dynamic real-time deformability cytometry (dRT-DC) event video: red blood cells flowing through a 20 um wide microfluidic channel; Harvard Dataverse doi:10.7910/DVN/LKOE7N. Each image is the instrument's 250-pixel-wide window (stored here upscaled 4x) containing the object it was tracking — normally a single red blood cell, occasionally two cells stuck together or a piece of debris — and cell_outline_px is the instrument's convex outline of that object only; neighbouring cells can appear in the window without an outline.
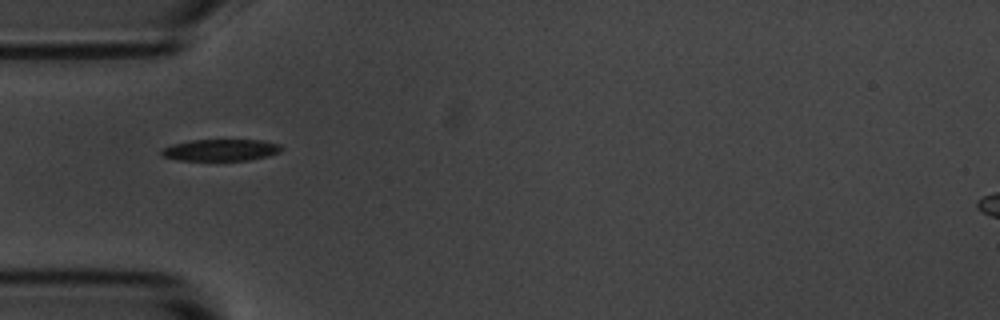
{"species": "common noctule bat (a hibernating species)", "species_latin": "Nyctalus noctula", "temperature_condition": "room temperature", "stored_images_in_passage": 4, "camera_frame_rate_fps": 3000, "um_per_image_px": 0.085, "animal": {"sex": "male", "body_mass_g": 20.1, "forearm_length_mm": 53.5}, "frame": {"image": 1, "passage_image": 2, "time_ms": 1.333, "image_size_px": [1000, 320], "cell_outline_px": [[284, 148], [280, 152], [268, 156], [248, 160], [176, 160], [164, 156], [160, 152], [164, 148], [172, 144], [192, 140], [264, 140], [280, 144]], "centroid_in_image_um": [18.81, 12.75], "position_along_channel_um": 66.2, "area_um2": 15.14}}
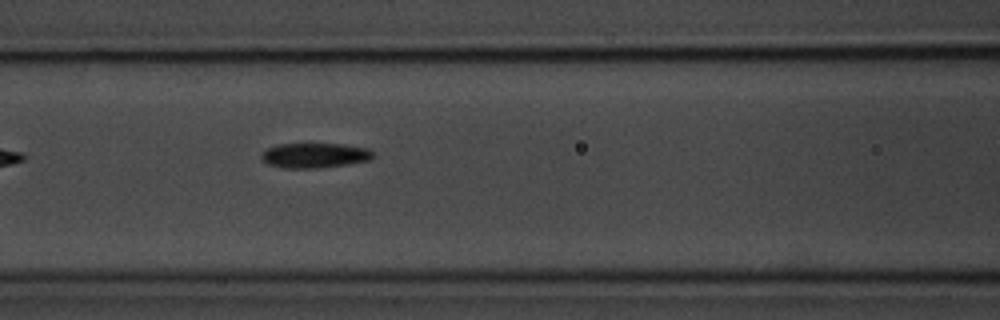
{"frame": {"image": 2, "passage_image": 4, "time_ms": 3.333, "image_size_px": [1000, 320], "cell_outline_px": [[376, 156], [368, 160], [348, 164], [320, 168], [284, 168], [268, 164], [260, 160], [260, 156], [268, 148], [276, 144], [344, 144], [368, 148]], "centroid_in_image_um": [26.74, 13.21], "position_along_channel_um": 139.9, "area_um2": 16.3}}